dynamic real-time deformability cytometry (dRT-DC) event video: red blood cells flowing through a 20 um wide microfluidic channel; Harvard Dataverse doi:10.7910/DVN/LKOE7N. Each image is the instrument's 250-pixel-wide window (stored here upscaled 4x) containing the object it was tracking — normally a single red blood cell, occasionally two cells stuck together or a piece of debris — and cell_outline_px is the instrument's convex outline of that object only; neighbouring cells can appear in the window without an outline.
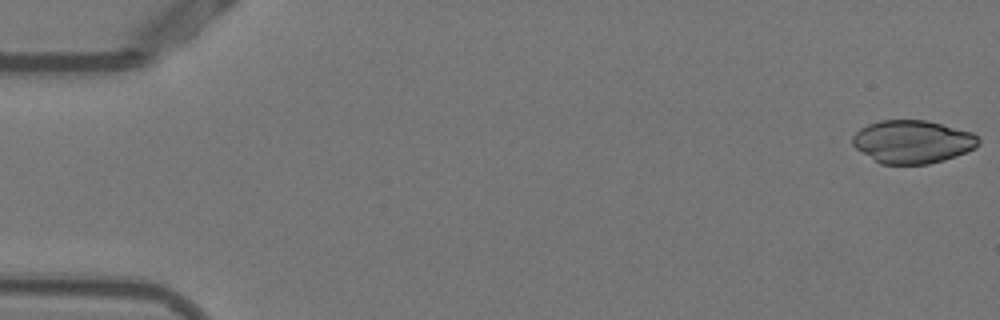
{"species": "Egyptian fruit bat (a non-hibernating species)", "species_latin": "Rousettus aegyptiacus", "temperature_condition": "warm", "stored_images_in_passage": 52, "camera_frame_rate_fps": 3000, "um_per_image_px": 0.085, "animal": {"sex": "female"}, "frame": {"image": 1, "passage_image": 1, "time_ms": 0.0, "image_size_px": [1000, 320], "cell_outline_px": [[980, 144], [976, 148], [956, 156], [944, 160], [928, 164], [880, 164], [856, 148], [852, 144], [852, 136], [860, 128], [868, 124], [880, 120], [924, 120], [972, 132], [980, 140]], "centroid_in_image_um": [77.56, 12.05], "position_along_channel_um": 7.4, "area_um2": 31.56}}